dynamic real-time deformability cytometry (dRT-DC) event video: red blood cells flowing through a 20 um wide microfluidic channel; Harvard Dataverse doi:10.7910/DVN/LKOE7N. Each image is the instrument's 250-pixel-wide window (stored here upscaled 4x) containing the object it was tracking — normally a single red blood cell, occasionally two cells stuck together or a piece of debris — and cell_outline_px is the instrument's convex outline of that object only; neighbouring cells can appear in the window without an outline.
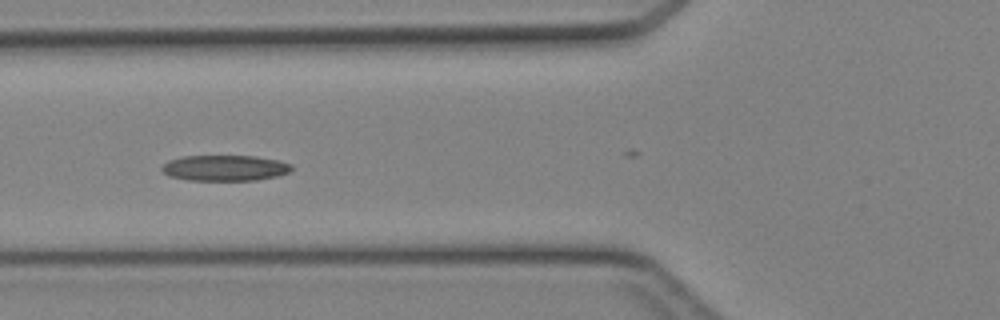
{"species": "Egyptian fruit bat (a non-hibernating species)", "species_latin": "Rousettus aegyptiacus", "temperature_condition": "cold", "stored_images_in_passage": 22, "camera_frame_rate_fps": 3000, "um_per_image_px": 0.085, "animal": {"sex": "female"}, "frame": {"image": 1, "passage_image": 2, "time_ms": 0.333, "image_size_px": [1000, 320], "cell_outline_px": [[292, 168], [288, 172], [276, 176], [256, 180], [188, 180], [168, 176], [160, 168], [168, 160], [184, 156], [256, 156], [276, 160], [292, 164]], "centroid_in_image_um": [19.08, 14.28], "position_along_channel_um": 106.7, "area_um2": 19.36}}
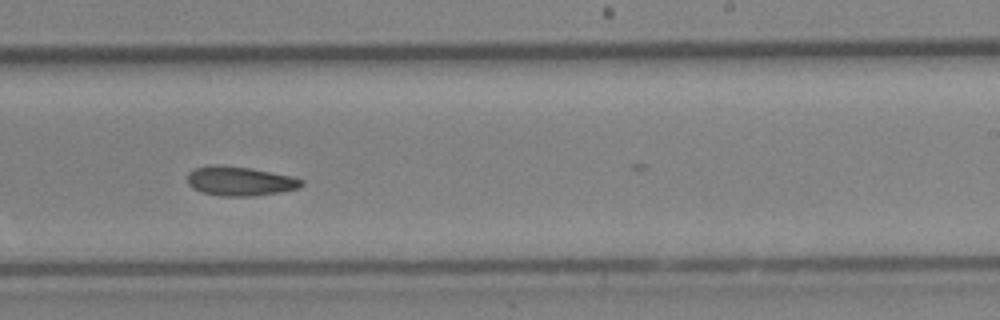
{"frame": {"image": 2, "passage_image": 13, "time_ms": 4.0, "image_size_px": [1000, 320], "cell_outline_px": [[304, 184], [296, 188], [280, 192], [252, 196], [220, 196], [204, 192], [192, 188], [188, 184], [188, 172], [192, 168], [212, 164], [248, 168], [292, 176], [304, 180]], "centroid_in_image_um": [20.36, 15.39], "position_along_channel_um": 268.6, "area_um2": 19.36}}
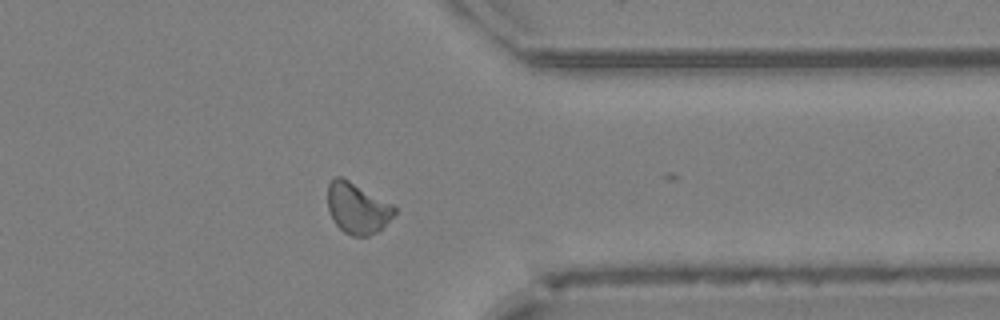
{"frame": {"image": 3, "passage_image": 21, "time_ms": 6.667, "image_size_px": [1000, 320], "cell_outline_px": [[396, 212], [376, 232], [368, 236], [352, 236], [344, 232], [332, 220], [328, 208], [328, 184], [336, 176], [340, 176], [348, 180], [392, 204], [396, 208]], "centroid_in_image_um": [30.34, 17.7], "position_along_channel_um": 381.1, "area_um2": 19.42}}